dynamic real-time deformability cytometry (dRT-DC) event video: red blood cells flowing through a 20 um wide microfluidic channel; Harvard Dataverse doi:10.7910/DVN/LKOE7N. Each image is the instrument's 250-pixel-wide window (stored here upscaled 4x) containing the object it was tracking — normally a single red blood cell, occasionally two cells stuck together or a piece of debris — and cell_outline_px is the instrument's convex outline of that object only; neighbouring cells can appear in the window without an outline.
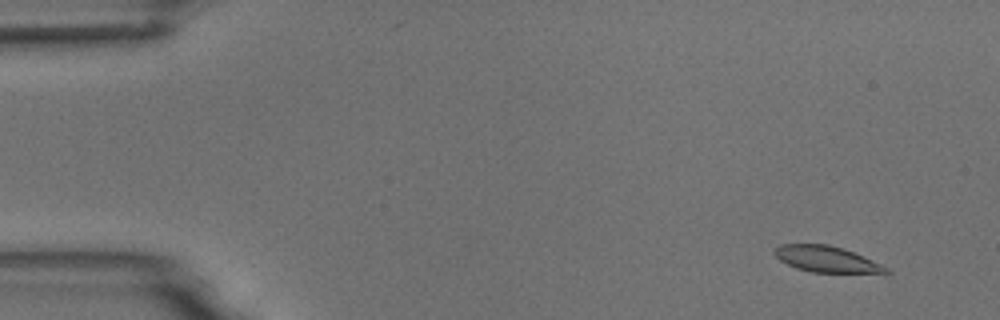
{"species": "common noctule bat (a hibernating species)", "species_latin": "Nyctalus noctula", "temperature_condition": "room temperature", "stored_images_in_passage": 8, "camera_frame_rate_fps": 3000, "um_per_image_px": 0.085, "animal": {"sex": "male", "body_mass_g": 18.8}, "frame": {"image": 1, "passage_image": 1, "time_ms": 0.0, "image_size_px": [1000, 320], "cell_outline_px": [[892, 272], [812, 272], [796, 268], [780, 260], [772, 252], [780, 244], [828, 244], [844, 248], [864, 256], [888, 268]], "centroid_in_image_um": [70.21, 22.01], "position_along_channel_um": 14.8, "area_um2": 16.7}}
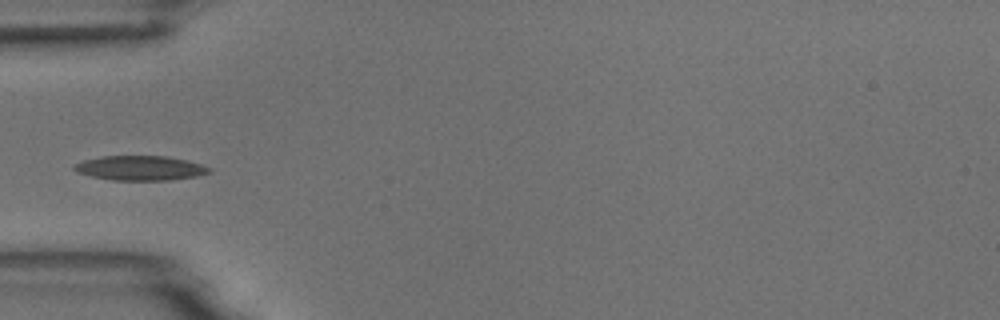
{"frame": {"image": 2, "passage_image": 5, "time_ms": 4.667, "image_size_px": [1000, 320], "cell_outline_px": [[212, 172], [196, 176], [172, 180], [112, 180], [92, 176], [80, 172], [72, 168], [72, 164], [84, 160], [100, 156], [168, 156], [200, 164], [212, 168]], "centroid_in_image_um": [11.92, 14.28], "position_along_channel_um": 73.1, "area_um2": 19.31}}